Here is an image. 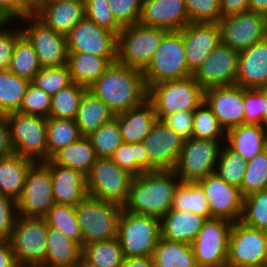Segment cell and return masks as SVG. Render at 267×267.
<instances>
[{
  "label": "cell",
  "mask_w": 267,
  "mask_h": 267,
  "mask_svg": "<svg viewBox=\"0 0 267 267\" xmlns=\"http://www.w3.org/2000/svg\"><path fill=\"white\" fill-rule=\"evenodd\" d=\"M88 90L116 115L141 105L148 96L142 70L118 62L112 63Z\"/></svg>",
  "instance_id": "1"
},
{
  "label": "cell",
  "mask_w": 267,
  "mask_h": 267,
  "mask_svg": "<svg viewBox=\"0 0 267 267\" xmlns=\"http://www.w3.org/2000/svg\"><path fill=\"white\" fill-rule=\"evenodd\" d=\"M180 182L173 170L149 171L135 176L122 208L161 219L172 208L174 192Z\"/></svg>",
  "instance_id": "2"
},
{
  "label": "cell",
  "mask_w": 267,
  "mask_h": 267,
  "mask_svg": "<svg viewBox=\"0 0 267 267\" xmlns=\"http://www.w3.org/2000/svg\"><path fill=\"white\" fill-rule=\"evenodd\" d=\"M147 89L159 82L179 80L192 76L185 56V43L180 30L167 31L142 71Z\"/></svg>",
  "instance_id": "3"
},
{
  "label": "cell",
  "mask_w": 267,
  "mask_h": 267,
  "mask_svg": "<svg viewBox=\"0 0 267 267\" xmlns=\"http://www.w3.org/2000/svg\"><path fill=\"white\" fill-rule=\"evenodd\" d=\"M158 120L177 111H194L204 101V90L193 76L159 82L148 88Z\"/></svg>",
  "instance_id": "4"
},
{
  "label": "cell",
  "mask_w": 267,
  "mask_h": 267,
  "mask_svg": "<svg viewBox=\"0 0 267 267\" xmlns=\"http://www.w3.org/2000/svg\"><path fill=\"white\" fill-rule=\"evenodd\" d=\"M123 208L113 202L87 196L75 206L84 245L117 238L118 221Z\"/></svg>",
  "instance_id": "5"
},
{
  "label": "cell",
  "mask_w": 267,
  "mask_h": 267,
  "mask_svg": "<svg viewBox=\"0 0 267 267\" xmlns=\"http://www.w3.org/2000/svg\"><path fill=\"white\" fill-rule=\"evenodd\" d=\"M160 237L159 218L122 210L117 239L125 258L153 256Z\"/></svg>",
  "instance_id": "6"
},
{
  "label": "cell",
  "mask_w": 267,
  "mask_h": 267,
  "mask_svg": "<svg viewBox=\"0 0 267 267\" xmlns=\"http://www.w3.org/2000/svg\"><path fill=\"white\" fill-rule=\"evenodd\" d=\"M166 32L163 28L140 23L122 27L118 34L117 62L143 71Z\"/></svg>",
  "instance_id": "7"
},
{
  "label": "cell",
  "mask_w": 267,
  "mask_h": 267,
  "mask_svg": "<svg viewBox=\"0 0 267 267\" xmlns=\"http://www.w3.org/2000/svg\"><path fill=\"white\" fill-rule=\"evenodd\" d=\"M7 121L11 144L16 154L32 159L34 162L48 160L47 118L18 111L8 114Z\"/></svg>",
  "instance_id": "8"
},
{
  "label": "cell",
  "mask_w": 267,
  "mask_h": 267,
  "mask_svg": "<svg viewBox=\"0 0 267 267\" xmlns=\"http://www.w3.org/2000/svg\"><path fill=\"white\" fill-rule=\"evenodd\" d=\"M134 177L110 158H97L86 175L87 194L123 206Z\"/></svg>",
  "instance_id": "9"
},
{
  "label": "cell",
  "mask_w": 267,
  "mask_h": 267,
  "mask_svg": "<svg viewBox=\"0 0 267 267\" xmlns=\"http://www.w3.org/2000/svg\"><path fill=\"white\" fill-rule=\"evenodd\" d=\"M48 225L45 218L17 216L10 243L24 267H44Z\"/></svg>",
  "instance_id": "10"
},
{
  "label": "cell",
  "mask_w": 267,
  "mask_h": 267,
  "mask_svg": "<svg viewBox=\"0 0 267 267\" xmlns=\"http://www.w3.org/2000/svg\"><path fill=\"white\" fill-rule=\"evenodd\" d=\"M225 141L190 138L184 141L173 170L184 182H197L215 173L219 152Z\"/></svg>",
  "instance_id": "11"
},
{
  "label": "cell",
  "mask_w": 267,
  "mask_h": 267,
  "mask_svg": "<svg viewBox=\"0 0 267 267\" xmlns=\"http://www.w3.org/2000/svg\"><path fill=\"white\" fill-rule=\"evenodd\" d=\"M232 222L222 218L207 219L190 244L199 267H226Z\"/></svg>",
  "instance_id": "12"
},
{
  "label": "cell",
  "mask_w": 267,
  "mask_h": 267,
  "mask_svg": "<svg viewBox=\"0 0 267 267\" xmlns=\"http://www.w3.org/2000/svg\"><path fill=\"white\" fill-rule=\"evenodd\" d=\"M16 204L19 216L37 218H44L55 204L51 169L44 162H35L29 168Z\"/></svg>",
  "instance_id": "13"
},
{
  "label": "cell",
  "mask_w": 267,
  "mask_h": 267,
  "mask_svg": "<svg viewBox=\"0 0 267 267\" xmlns=\"http://www.w3.org/2000/svg\"><path fill=\"white\" fill-rule=\"evenodd\" d=\"M21 21H24V24ZM17 22L21 25L22 34L32 44L41 67H58L67 64L68 51L65 35L47 27L34 14H28Z\"/></svg>",
  "instance_id": "14"
},
{
  "label": "cell",
  "mask_w": 267,
  "mask_h": 267,
  "mask_svg": "<svg viewBox=\"0 0 267 267\" xmlns=\"http://www.w3.org/2000/svg\"><path fill=\"white\" fill-rule=\"evenodd\" d=\"M267 257V231L246 226L241 221L232 224L226 267L264 265Z\"/></svg>",
  "instance_id": "15"
},
{
  "label": "cell",
  "mask_w": 267,
  "mask_h": 267,
  "mask_svg": "<svg viewBox=\"0 0 267 267\" xmlns=\"http://www.w3.org/2000/svg\"><path fill=\"white\" fill-rule=\"evenodd\" d=\"M221 43L241 52L267 38V16L245 11L218 21Z\"/></svg>",
  "instance_id": "16"
},
{
  "label": "cell",
  "mask_w": 267,
  "mask_h": 267,
  "mask_svg": "<svg viewBox=\"0 0 267 267\" xmlns=\"http://www.w3.org/2000/svg\"><path fill=\"white\" fill-rule=\"evenodd\" d=\"M66 42L68 52L117 58L118 35L85 17L66 35Z\"/></svg>",
  "instance_id": "17"
},
{
  "label": "cell",
  "mask_w": 267,
  "mask_h": 267,
  "mask_svg": "<svg viewBox=\"0 0 267 267\" xmlns=\"http://www.w3.org/2000/svg\"><path fill=\"white\" fill-rule=\"evenodd\" d=\"M239 52L220 43L192 74L203 90L235 85Z\"/></svg>",
  "instance_id": "18"
},
{
  "label": "cell",
  "mask_w": 267,
  "mask_h": 267,
  "mask_svg": "<svg viewBox=\"0 0 267 267\" xmlns=\"http://www.w3.org/2000/svg\"><path fill=\"white\" fill-rule=\"evenodd\" d=\"M209 204L211 218H222L232 223L240 221L244 197L238 187L229 185L216 173L197 181Z\"/></svg>",
  "instance_id": "19"
},
{
  "label": "cell",
  "mask_w": 267,
  "mask_h": 267,
  "mask_svg": "<svg viewBox=\"0 0 267 267\" xmlns=\"http://www.w3.org/2000/svg\"><path fill=\"white\" fill-rule=\"evenodd\" d=\"M184 140L162 120H156L142 144L152 163V171L174 170Z\"/></svg>",
  "instance_id": "20"
},
{
  "label": "cell",
  "mask_w": 267,
  "mask_h": 267,
  "mask_svg": "<svg viewBox=\"0 0 267 267\" xmlns=\"http://www.w3.org/2000/svg\"><path fill=\"white\" fill-rule=\"evenodd\" d=\"M204 102L227 130L244 124V88L238 85L211 87L204 90Z\"/></svg>",
  "instance_id": "21"
},
{
  "label": "cell",
  "mask_w": 267,
  "mask_h": 267,
  "mask_svg": "<svg viewBox=\"0 0 267 267\" xmlns=\"http://www.w3.org/2000/svg\"><path fill=\"white\" fill-rule=\"evenodd\" d=\"M188 69L194 73L221 43L218 23H189L181 30Z\"/></svg>",
  "instance_id": "22"
},
{
  "label": "cell",
  "mask_w": 267,
  "mask_h": 267,
  "mask_svg": "<svg viewBox=\"0 0 267 267\" xmlns=\"http://www.w3.org/2000/svg\"><path fill=\"white\" fill-rule=\"evenodd\" d=\"M138 23L167 31L181 30L190 23L185 0H142Z\"/></svg>",
  "instance_id": "23"
},
{
  "label": "cell",
  "mask_w": 267,
  "mask_h": 267,
  "mask_svg": "<svg viewBox=\"0 0 267 267\" xmlns=\"http://www.w3.org/2000/svg\"><path fill=\"white\" fill-rule=\"evenodd\" d=\"M44 163L51 169L53 198L56 204L75 207L88 196L86 175L78 170L54 164L51 160Z\"/></svg>",
  "instance_id": "24"
},
{
  "label": "cell",
  "mask_w": 267,
  "mask_h": 267,
  "mask_svg": "<svg viewBox=\"0 0 267 267\" xmlns=\"http://www.w3.org/2000/svg\"><path fill=\"white\" fill-rule=\"evenodd\" d=\"M236 85L247 89L267 87V38L239 52Z\"/></svg>",
  "instance_id": "25"
},
{
  "label": "cell",
  "mask_w": 267,
  "mask_h": 267,
  "mask_svg": "<svg viewBox=\"0 0 267 267\" xmlns=\"http://www.w3.org/2000/svg\"><path fill=\"white\" fill-rule=\"evenodd\" d=\"M56 33L67 35L84 17V1L49 0L34 14Z\"/></svg>",
  "instance_id": "26"
},
{
  "label": "cell",
  "mask_w": 267,
  "mask_h": 267,
  "mask_svg": "<svg viewBox=\"0 0 267 267\" xmlns=\"http://www.w3.org/2000/svg\"><path fill=\"white\" fill-rule=\"evenodd\" d=\"M121 135L125 143H139L150 133L157 117L153 104L147 99L141 105L117 114Z\"/></svg>",
  "instance_id": "27"
},
{
  "label": "cell",
  "mask_w": 267,
  "mask_h": 267,
  "mask_svg": "<svg viewBox=\"0 0 267 267\" xmlns=\"http://www.w3.org/2000/svg\"><path fill=\"white\" fill-rule=\"evenodd\" d=\"M206 220L190 211L169 210L160 219L161 237L191 244Z\"/></svg>",
  "instance_id": "28"
},
{
  "label": "cell",
  "mask_w": 267,
  "mask_h": 267,
  "mask_svg": "<svg viewBox=\"0 0 267 267\" xmlns=\"http://www.w3.org/2000/svg\"><path fill=\"white\" fill-rule=\"evenodd\" d=\"M225 144L250 161L267 149V131L262 125L241 124L226 131Z\"/></svg>",
  "instance_id": "29"
},
{
  "label": "cell",
  "mask_w": 267,
  "mask_h": 267,
  "mask_svg": "<svg viewBox=\"0 0 267 267\" xmlns=\"http://www.w3.org/2000/svg\"><path fill=\"white\" fill-rule=\"evenodd\" d=\"M82 262V247L60 230L48 226L44 267H77Z\"/></svg>",
  "instance_id": "30"
},
{
  "label": "cell",
  "mask_w": 267,
  "mask_h": 267,
  "mask_svg": "<svg viewBox=\"0 0 267 267\" xmlns=\"http://www.w3.org/2000/svg\"><path fill=\"white\" fill-rule=\"evenodd\" d=\"M117 58H105L85 52H68L67 65L74 83L91 86Z\"/></svg>",
  "instance_id": "31"
},
{
  "label": "cell",
  "mask_w": 267,
  "mask_h": 267,
  "mask_svg": "<svg viewBox=\"0 0 267 267\" xmlns=\"http://www.w3.org/2000/svg\"><path fill=\"white\" fill-rule=\"evenodd\" d=\"M34 163L32 159L16 153L0 158V195L17 201L22 194L29 168Z\"/></svg>",
  "instance_id": "32"
},
{
  "label": "cell",
  "mask_w": 267,
  "mask_h": 267,
  "mask_svg": "<svg viewBox=\"0 0 267 267\" xmlns=\"http://www.w3.org/2000/svg\"><path fill=\"white\" fill-rule=\"evenodd\" d=\"M115 116L108 105L87 89L82 95L75 121L81 136L87 137Z\"/></svg>",
  "instance_id": "33"
},
{
  "label": "cell",
  "mask_w": 267,
  "mask_h": 267,
  "mask_svg": "<svg viewBox=\"0 0 267 267\" xmlns=\"http://www.w3.org/2000/svg\"><path fill=\"white\" fill-rule=\"evenodd\" d=\"M95 150L87 137L58 150L50 160L57 165L69 167L87 175L92 164L96 161Z\"/></svg>",
  "instance_id": "34"
},
{
  "label": "cell",
  "mask_w": 267,
  "mask_h": 267,
  "mask_svg": "<svg viewBox=\"0 0 267 267\" xmlns=\"http://www.w3.org/2000/svg\"><path fill=\"white\" fill-rule=\"evenodd\" d=\"M155 267H196L190 244L160 237L153 253Z\"/></svg>",
  "instance_id": "35"
},
{
  "label": "cell",
  "mask_w": 267,
  "mask_h": 267,
  "mask_svg": "<svg viewBox=\"0 0 267 267\" xmlns=\"http://www.w3.org/2000/svg\"><path fill=\"white\" fill-rule=\"evenodd\" d=\"M124 258L117 238L82 247V263L87 267H121Z\"/></svg>",
  "instance_id": "36"
},
{
  "label": "cell",
  "mask_w": 267,
  "mask_h": 267,
  "mask_svg": "<svg viewBox=\"0 0 267 267\" xmlns=\"http://www.w3.org/2000/svg\"><path fill=\"white\" fill-rule=\"evenodd\" d=\"M170 210L190 211L206 219H211L207 198L197 182L181 181L178 184Z\"/></svg>",
  "instance_id": "37"
},
{
  "label": "cell",
  "mask_w": 267,
  "mask_h": 267,
  "mask_svg": "<svg viewBox=\"0 0 267 267\" xmlns=\"http://www.w3.org/2000/svg\"><path fill=\"white\" fill-rule=\"evenodd\" d=\"M29 84V80L9 70H0V115L19 111Z\"/></svg>",
  "instance_id": "38"
},
{
  "label": "cell",
  "mask_w": 267,
  "mask_h": 267,
  "mask_svg": "<svg viewBox=\"0 0 267 267\" xmlns=\"http://www.w3.org/2000/svg\"><path fill=\"white\" fill-rule=\"evenodd\" d=\"M81 137L74 119L48 117L46 122L48 160L58 150L78 141Z\"/></svg>",
  "instance_id": "39"
},
{
  "label": "cell",
  "mask_w": 267,
  "mask_h": 267,
  "mask_svg": "<svg viewBox=\"0 0 267 267\" xmlns=\"http://www.w3.org/2000/svg\"><path fill=\"white\" fill-rule=\"evenodd\" d=\"M110 159L133 176H139L144 172L152 171V163L149 160L142 142H123L115 150Z\"/></svg>",
  "instance_id": "40"
},
{
  "label": "cell",
  "mask_w": 267,
  "mask_h": 267,
  "mask_svg": "<svg viewBox=\"0 0 267 267\" xmlns=\"http://www.w3.org/2000/svg\"><path fill=\"white\" fill-rule=\"evenodd\" d=\"M41 68L32 44L22 34L14 45L8 70L31 82Z\"/></svg>",
  "instance_id": "41"
},
{
  "label": "cell",
  "mask_w": 267,
  "mask_h": 267,
  "mask_svg": "<svg viewBox=\"0 0 267 267\" xmlns=\"http://www.w3.org/2000/svg\"><path fill=\"white\" fill-rule=\"evenodd\" d=\"M44 218L49 227L60 230L66 237L81 247L84 246L83 235L74 206L55 203Z\"/></svg>",
  "instance_id": "42"
},
{
  "label": "cell",
  "mask_w": 267,
  "mask_h": 267,
  "mask_svg": "<svg viewBox=\"0 0 267 267\" xmlns=\"http://www.w3.org/2000/svg\"><path fill=\"white\" fill-rule=\"evenodd\" d=\"M88 88L72 83L51 97L49 117L76 119L82 95Z\"/></svg>",
  "instance_id": "43"
},
{
  "label": "cell",
  "mask_w": 267,
  "mask_h": 267,
  "mask_svg": "<svg viewBox=\"0 0 267 267\" xmlns=\"http://www.w3.org/2000/svg\"><path fill=\"white\" fill-rule=\"evenodd\" d=\"M246 167L247 161L223 143L219 152L215 173L229 185L240 189Z\"/></svg>",
  "instance_id": "44"
},
{
  "label": "cell",
  "mask_w": 267,
  "mask_h": 267,
  "mask_svg": "<svg viewBox=\"0 0 267 267\" xmlns=\"http://www.w3.org/2000/svg\"><path fill=\"white\" fill-rule=\"evenodd\" d=\"M87 138L90 140L97 158H110L124 142L118 121L115 118L104 123Z\"/></svg>",
  "instance_id": "45"
},
{
  "label": "cell",
  "mask_w": 267,
  "mask_h": 267,
  "mask_svg": "<svg viewBox=\"0 0 267 267\" xmlns=\"http://www.w3.org/2000/svg\"><path fill=\"white\" fill-rule=\"evenodd\" d=\"M226 132L219 125L212 110L203 101L195 110L193 116V138L225 141Z\"/></svg>",
  "instance_id": "46"
},
{
  "label": "cell",
  "mask_w": 267,
  "mask_h": 267,
  "mask_svg": "<svg viewBox=\"0 0 267 267\" xmlns=\"http://www.w3.org/2000/svg\"><path fill=\"white\" fill-rule=\"evenodd\" d=\"M240 221L246 226L267 231V189L244 197Z\"/></svg>",
  "instance_id": "47"
},
{
  "label": "cell",
  "mask_w": 267,
  "mask_h": 267,
  "mask_svg": "<svg viewBox=\"0 0 267 267\" xmlns=\"http://www.w3.org/2000/svg\"><path fill=\"white\" fill-rule=\"evenodd\" d=\"M267 189V149L247 161L246 172L240 188L243 197Z\"/></svg>",
  "instance_id": "48"
},
{
  "label": "cell",
  "mask_w": 267,
  "mask_h": 267,
  "mask_svg": "<svg viewBox=\"0 0 267 267\" xmlns=\"http://www.w3.org/2000/svg\"><path fill=\"white\" fill-rule=\"evenodd\" d=\"M51 97L73 83L67 64L58 67H42L31 81Z\"/></svg>",
  "instance_id": "49"
},
{
  "label": "cell",
  "mask_w": 267,
  "mask_h": 267,
  "mask_svg": "<svg viewBox=\"0 0 267 267\" xmlns=\"http://www.w3.org/2000/svg\"><path fill=\"white\" fill-rule=\"evenodd\" d=\"M190 23H218L222 17L220 0H185Z\"/></svg>",
  "instance_id": "50"
},
{
  "label": "cell",
  "mask_w": 267,
  "mask_h": 267,
  "mask_svg": "<svg viewBox=\"0 0 267 267\" xmlns=\"http://www.w3.org/2000/svg\"><path fill=\"white\" fill-rule=\"evenodd\" d=\"M85 18L104 27L115 34H119L122 27L113 17L108 0H85Z\"/></svg>",
  "instance_id": "51"
},
{
  "label": "cell",
  "mask_w": 267,
  "mask_h": 267,
  "mask_svg": "<svg viewBox=\"0 0 267 267\" xmlns=\"http://www.w3.org/2000/svg\"><path fill=\"white\" fill-rule=\"evenodd\" d=\"M50 108L51 96L30 82L19 112L48 118Z\"/></svg>",
  "instance_id": "52"
},
{
  "label": "cell",
  "mask_w": 267,
  "mask_h": 267,
  "mask_svg": "<svg viewBox=\"0 0 267 267\" xmlns=\"http://www.w3.org/2000/svg\"><path fill=\"white\" fill-rule=\"evenodd\" d=\"M266 101V88H244V124L261 125Z\"/></svg>",
  "instance_id": "53"
},
{
  "label": "cell",
  "mask_w": 267,
  "mask_h": 267,
  "mask_svg": "<svg viewBox=\"0 0 267 267\" xmlns=\"http://www.w3.org/2000/svg\"><path fill=\"white\" fill-rule=\"evenodd\" d=\"M113 17L121 27L137 24L142 0H108Z\"/></svg>",
  "instance_id": "54"
},
{
  "label": "cell",
  "mask_w": 267,
  "mask_h": 267,
  "mask_svg": "<svg viewBox=\"0 0 267 267\" xmlns=\"http://www.w3.org/2000/svg\"><path fill=\"white\" fill-rule=\"evenodd\" d=\"M10 26H13L12 29ZM21 35L22 31L17 22H8L0 29V70L9 69L14 45Z\"/></svg>",
  "instance_id": "55"
},
{
  "label": "cell",
  "mask_w": 267,
  "mask_h": 267,
  "mask_svg": "<svg viewBox=\"0 0 267 267\" xmlns=\"http://www.w3.org/2000/svg\"><path fill=\"white\" fill-rule=\"evenodd\" d=\"M17 216L16 201L0 195V240H10Z\"/></svg>",
  "instance_id": "56"
},
{
  "label": "cell",
  "mask_w": 267,
  "mask_h": 267,
  "mask_svg": "<svg viewBox=\"0 0 267 267\" xmlns=\"http://www.w3.org/2000/svg\"><path fill=\"white\" fill-rule=\"evenodd\" d=\"M194 111H177L162 119L184 141L192 138Z\"/></svg>",
  "instance_id": "57"
},
{
  "label": "cell",
  "mask_w": 267,
  "mask_h": 267,
  "mask_svg": "<svg viewBox=\"0 0 267 267\" xmlns=\"http://www.w3.org/2000/svg\"><path fill=\"white\" fill-rule=\"evenodd\" d=\"M0 14L9 22H17L28 13L21 7L20 0H0Z\"/></svg>",
  "instance_id": "58"
},
{
  "label": "cell",
  "mask_w": 267,
  "mask_h": 267,
  "mask_svg": "<svg viewBox=\"0 0 267 267\" xmlns=\"http://www.w3.org/2000/svg\"><path fill=\"white\" fill-rule=\"evenodd\" d=\"M7 115H0V158L14 154Z\"/></svg>",
  "instance_id": "59"
},
{
  "label": "cell",
  "mask_w": 267,
  "mask_h": 267,
  "mask_svg": "<svg viewBox=\"0 0 267 267\" xmlns=\"http://www.w3.org/2000/svg\"><path fill=\"white\" fill-rule=\"evenodd\" d=\"M222 17L249 10V0H220Z\"/></svg>",
  "instance_id": "60"
},
{
  "label": "cell",
  "mask_w": 267,
  "mask_h": 267,
  "mask_svg": "<svg viewBox=\"0 0 267 267\" xmlns=\"http://www.w3.org/2000/svg\"><path fill=\"white\" fill-rule=\"evenodd\" d=\"M10 240H0V267H18Z\"/></svg>",
  "instance_id": "61"
},
{
  "label": "cell",
  "mask_w": 267,
  "mask_h": 267,
  "mask_svg": "<svg viewBox=\"0 0 267 267\" xmlns=\"http://www.w3.org/2000/svg\"><path fill=\"white\" fill-rule=\"evenodd\" d=\"M121 267H155L152 256L124 258Z\"/></svg>",
  "instance_id": "62"
},
{
  "label": "cell",
  "mask_w": 267,
  "mask_h": 267,
  "mask_svg": "<svg viewBox=\"0 0 267 267\" xmlns=\"http://www.w3.org/2000/svg\"><path fill=\"white\" fill-rule=\"evenodd\" d=\"M20 1H21V7L28 14H35L49 0H20Z\"/></svg>",
  "instance_id": "63"
},
{
  "label": "cell",
  "mask_w": 267,
  "mask_h": 267,
  "mask_svg": "<svg viewBox=\"0 0 267 267\" xmlns=\"http://www.w3.org/2000/svg\"><path fill=\"white\" fill-rule=\"evenodd\" d=\"M249 10L267 16V0H249Z\"/></svg>",
  "instance_id": "64"
},
{
  "label": "cell",
  "mask_w": 267,
  "mask_h": 267,
  "mask_svg": "<svg viewBox=\"0 0 267 267\" xmlns=\"http://www.w3.org/2000/svg\"><path fill=\"white\" fill-rule=\"evenodd\" d=\"M261 125L267 131V87H266V101L264 103V112H263V116H262Z\"/></svg>",
  "instance_id": "65"
},
{
  "label": "cell",
  "mask_w": 267,
  "mask_h": 267,
  "mask_svg": "<svg viewBox=\"0 0 267 267\" xmlns=\"http://www.w3.org/2000/svg\"><path fill=\"white\" fill-rule=\"evenodd\" d=\"M9 21L0 14V29L5 25L7 24Z\"/></svg>",
  "instance_id": "66"
},
{
  "label": "cell",
  "mask_w": 267,
  "mask_h": 267,
  "mask_svg": "<svg viewBox=\"0 0 267 267\" xmlns=\"http://www.w3.org/2000/svg\"><path fill=\"white\" fill-rule=\"evenodd\" d=\"M77 267H87V266L84 265V264L81 262Z\"/></svg>",
  "instance_id": "67"
},
{
  "label": "cell",
  "mask_w": 267,
  "mask_h": 267,
  "mask_svg": "<svg viewBox=\"0 0 267 267\" xmlns=\"http://www.w3.org/2000/svg\"><path fill=\"white\" fill-rule=\"evenodd\" d=\"M64 1H84L85 2V0H64Z\"/></svg>",
  "instance_id": "68"
},
{
  "label": "cell",
  "mask_w": 267,
  "mask_h": 267,
  "mask_svg": "<svg viewBox=\"0 0 267 267\" xmlns=\"http://www.w3.org/2000/svg\"><path fill=\"white\" fill-rule=\"evenodd\" d=\"M252 267H266L265 265H260V266H252Z\"/></svg>",
  "instance_id": "69"
},
{
  "label": "cell",
  "mask_w": 267,
  "mask_h": 267,
  "mask_svg": "<svg viewBox=\"0 0 267 267\" xmlns=\"http://www.w3.org/2000/svg\"><path fill=\"white\" fill-rule=\"evenodd\" d=\"M264 265L267 267V257H266V261H265V264Z\"/></svg>",
  "instance_id": "70"
}]
</instances>
